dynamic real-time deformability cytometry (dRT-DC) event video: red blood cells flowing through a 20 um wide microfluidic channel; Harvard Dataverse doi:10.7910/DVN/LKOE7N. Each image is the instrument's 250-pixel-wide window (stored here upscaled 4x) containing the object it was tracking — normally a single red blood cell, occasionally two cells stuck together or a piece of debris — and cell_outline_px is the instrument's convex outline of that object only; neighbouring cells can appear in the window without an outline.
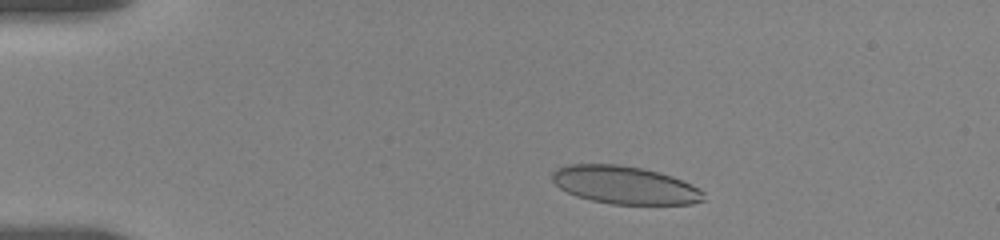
{"species": "human", "species_latin": "Homo sapiens", "temperature_condition": "room temperature", "stored_images_in_passage": 51, "camera_frame_rate_fps": 3000, "um_per_image_px": 0.085, "donor": {"sex": "female"}, "frame": {"image": 1, "passage_image": 6, "time_ms": 1.667, "image_size_px": [1000, 240], "cell_outline_px": [[704, 200], [692, 204], [612, 204], [592, 200], [576, 196], [560, 188], [552, 180], [552, 172], [556, 168], [568, 164], [616, 164], [640, 168], [660, 172], [672, 176], [692, 184], [700, 188], [704, 192]], "centroid_in_image_um": [53.12, 15.72], "position_along_channel_um": 31.9, "area_um2": 33.47}}
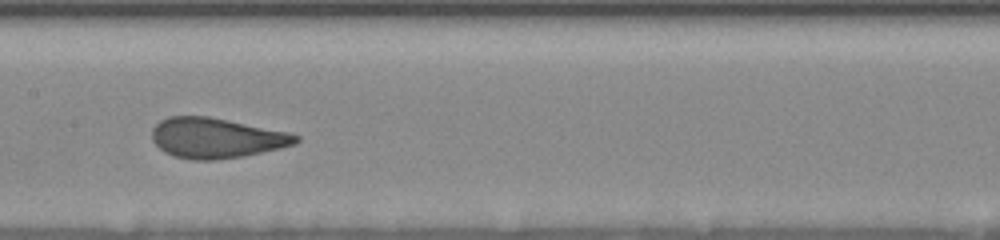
{"frame": {"image": 2, "passage_image": 24, "time_ms": 7.667, "image_size_px": [1000, 240], "cell_outline_px": [[300, 140], [296, 144], [280, 148], [244, 156], [220, 160], [192, 160], [172, 156], [164, 152], [152, 140], [152, 128], [160, 120], [168, 116], [208, 116], [288, 132], [300, 136]], "centroid_in_image_um": [18.37, 11.74], "position_along_channel_um": 189.0, "area_um2": 33.87}}
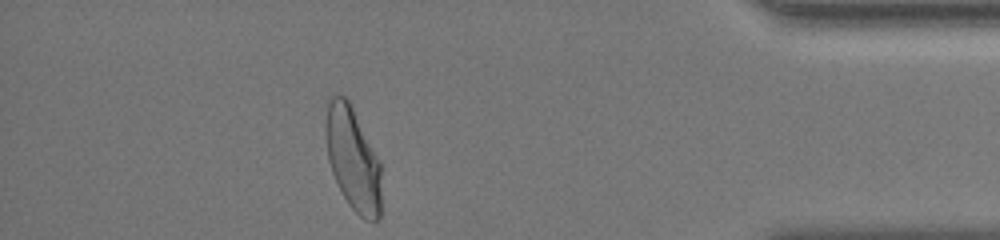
{"frame": {"image": 3, "passage_image": 45, "time_ms": 14.667, "image_size_px": [1000, 240], "cell_outline_px": [[380, 216], [372, 224], [364, 220], [348, 204], [332, 172], [328, 160], [324, 136], [324, 128], [328, 96], [336, 92], [344, 96], [348, 100], [380, 160]], "centroid_in_image_um": [29.96, 13.46], "position_along_channel_um": 405.2, "area_um2": 33.87}, "authors_computed_cell_mechanics": {"area_um2": 33.813, "velocity_mm_per_s": 3.6178, "shape_relaxation_time_tau1_ms": 4.9669, "shape_relaxation_time_tau2_ms": null, "deformation_change_tau1": 0.1585, "deformation_change_tau2": null}}